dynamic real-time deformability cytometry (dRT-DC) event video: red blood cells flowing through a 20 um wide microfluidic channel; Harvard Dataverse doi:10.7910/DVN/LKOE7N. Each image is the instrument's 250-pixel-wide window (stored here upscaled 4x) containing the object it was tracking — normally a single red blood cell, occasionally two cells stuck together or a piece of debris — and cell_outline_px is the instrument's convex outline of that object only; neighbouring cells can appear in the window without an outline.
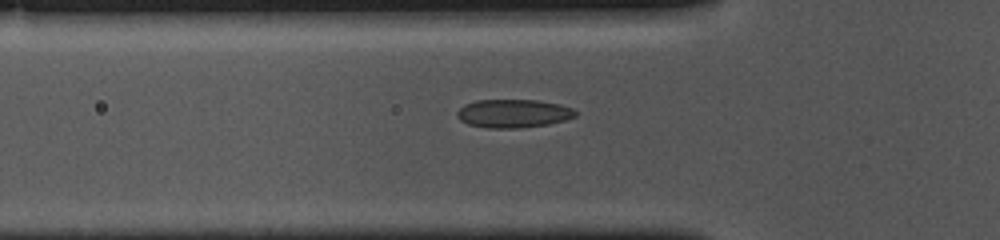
{"species": "common noctule bat (a hibernating species)", "species_latin": "Nyctalus noctula", "temperature_condition": "cold", "stored_images_in_passage": 40, "camera_frame_rate_fps": 3000, "um_per_image_px": 0.085, "animal": {"sex": "female", "body_mass_g": 10.0, "forearm_length_mm": 53.1}, "frame": {"image": 1, "passage_image": 9, "time_ms": 2.667, "image_size_px": [1000, 240], "cell_outline_px": [[576, 116], [564, 120], [548, 124], [520, 128], [488, 128], [468, 124], [460, 120], [456, 116], [456, 112], [464, 104], [476, 100], [536, 100], [560, 104], [572, 108], [576, 112]], "centroid_in_image_um": [43.6, 9.64], "position_along_channel_um": 82.2, "area_um2": 19.59}}
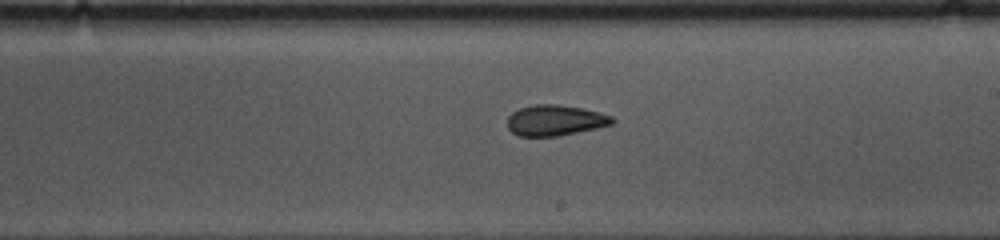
{"frame": {"image": 2, "passage_image": 22, "time_ms": 7.0, "image_size_px": [1000, 240], "cell_outline_px": [[616, 120], [612, 124], [596, 128], [560, 136], [516, 136], [508, 128], [508, 116], [512, 112], [520, 108], [536, 104], [556, 104], [580, 108], [600, 112], [612, 116]], "centroid_in_image_um": [47.18, 10.23], "position_along_channel_um": 241.8, "area_um2": 18.79}}
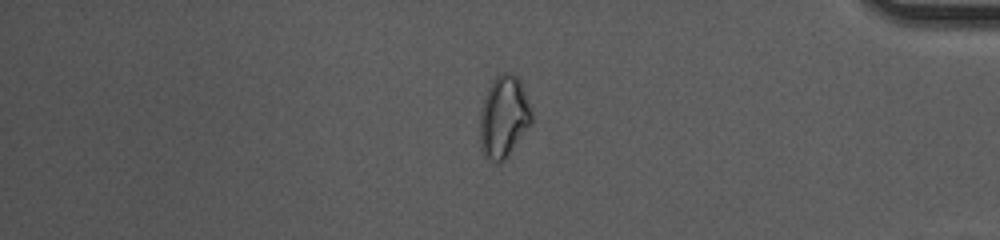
{"frame": {"image": 3, "passage_image": 37, "time_ms": 12.0, "image_size_px": [1000, 240], "cell_outline_px": [[532, 124], [508, 156], [500, 164], [484, 156], [480, 144], [480, 112], [484, 96], [492, 80], [500, 72], [512, 72], [520, 80], [532, 108]], "centroid_in_image_um": [42.83, 9.92], "position_along_channel_um": 392.4, "area_um2": 25.09}, "authors_computed_cell_mechanics": {"area_um2": 19.3341, "velocity_mm_per_s": 3.6652, "shape_relaxation_time_tau1_ms": 6.9056, "shape_relaxation_time_tau2_ms": 2.2257, "deformation_change_tau1": 0.149, "deformation_change_tau2": 0.0842}}